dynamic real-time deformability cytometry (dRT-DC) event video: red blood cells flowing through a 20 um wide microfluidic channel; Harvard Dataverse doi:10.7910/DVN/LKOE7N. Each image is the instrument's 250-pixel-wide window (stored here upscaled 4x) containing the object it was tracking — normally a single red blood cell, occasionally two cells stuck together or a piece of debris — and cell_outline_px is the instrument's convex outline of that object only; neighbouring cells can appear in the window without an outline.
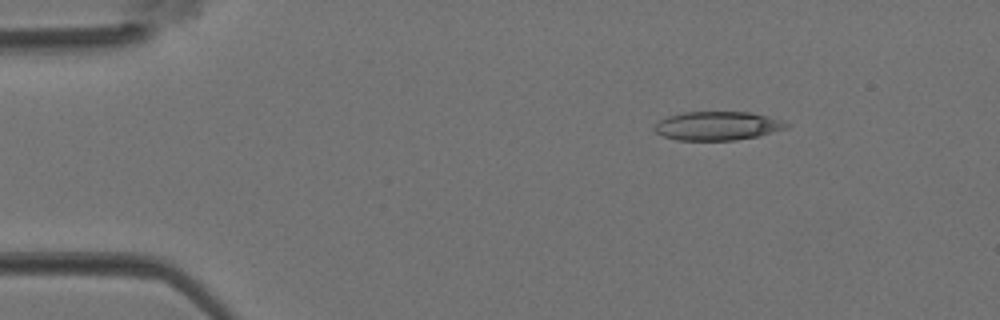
{"species": "Egyptian fruit bat (a non-hibernating species)", "species_latin": "Rousettus aegyptiacus", "temperature_condition": "room temperature", "stored_images_in_passage": 3, "camera_frame_rate_fps": 3000, "um_per_image_px": 0.085, "animal": {"sex": "female"}, "frame": {"image": 1, "passage_image": 1, "time_ms": 0.0, "image_size_px": [1000, 320], "cell_outline_px": [[788, 128], [756, 136], [736, 140], [676, 140], [664, 136], [656, 132], [652, 128], [660, 120], [668, 116], [684, 112], [748, 112], [768, 116], [780, 120], [788, 124]], "centroid_in_image_um": [60.96, 10.7], "position_along_channel_um": 24.0, "area_um2": 21.91}}